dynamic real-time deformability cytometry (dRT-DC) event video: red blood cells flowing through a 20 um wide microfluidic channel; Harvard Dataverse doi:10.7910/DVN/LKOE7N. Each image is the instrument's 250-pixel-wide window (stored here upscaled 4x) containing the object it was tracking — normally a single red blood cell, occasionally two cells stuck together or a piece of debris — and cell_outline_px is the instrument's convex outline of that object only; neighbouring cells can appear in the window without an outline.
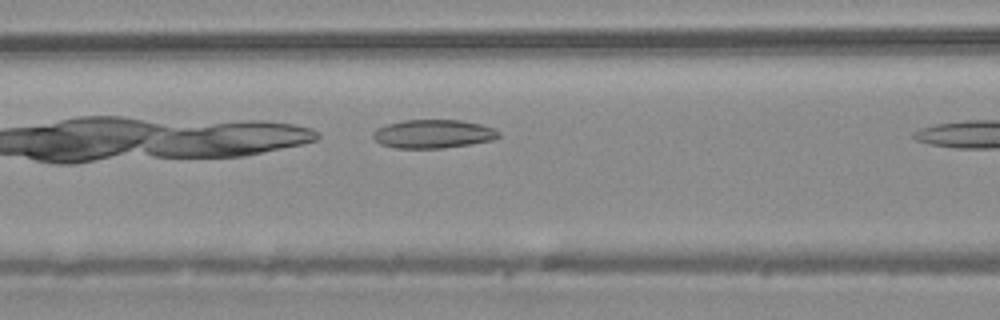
{"species": "common noctule bat (a hibernating species)", "species_latin": "Nyctalus noctula", "temperature_condition": "warm", "stored_images_in_passage": 7, "camera_frame_rate_fps": 3000, "um_per_image_px": 0.085, "animal": {"sex": "male", "body_mass_g": 20.4}, "frame": {"image": 1, "passage_image": 6, "time_ms": 1.667, "image_size_px": [1000, 320], "cell_outline_px": [[500, 136], [492, 140], [472, 144], [444, 148], [396, 148], [380, 144], [372, 136], [372, 132], [376, 128], [388, 124], [404, 120], [460, 120], [480, 124], [492, 128], [500, 132]], "centroid_in_image_um": [36.81, 11.38], "position_along_channel_um": 129.8, "area_um2": 20.92}}